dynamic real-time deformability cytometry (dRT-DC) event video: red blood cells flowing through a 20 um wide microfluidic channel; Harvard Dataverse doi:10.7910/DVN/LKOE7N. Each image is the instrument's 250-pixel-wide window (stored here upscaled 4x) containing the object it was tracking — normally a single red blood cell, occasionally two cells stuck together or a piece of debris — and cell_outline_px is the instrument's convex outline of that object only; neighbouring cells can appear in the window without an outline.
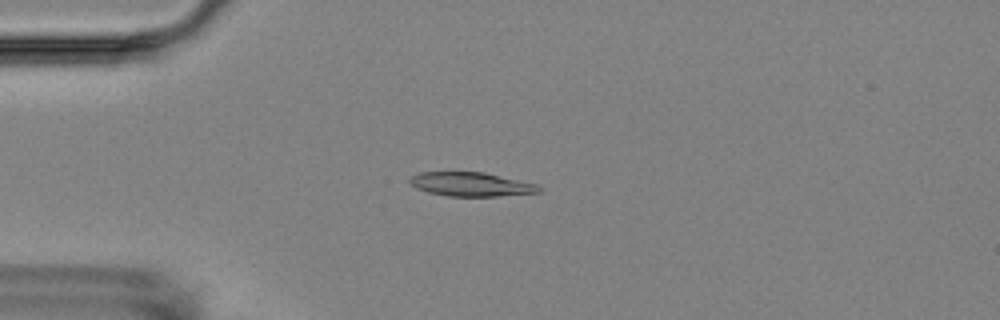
{"species": "Egyptian fruit bat (a non-hibernating species)", "species_latin": "Rousettus aegyptiacus", "temperature_condition": "room temperature", "stored_images_in_passage": 7, "camera_frame_rate_fps": 3000, "um_per_image_px": 0.085, "animal": {"sex": "female"}, "frame": {"image": 1, "passage_image": 4, "time_ms": 3.333, "image_size_px": [1000, 320], "cell_outline_px": [[540, 192], [496, 196], [448, 196], [428, 192], [416, 188], [408, 180], [412, 176], [420, 172], [484, 172], [536, 184], [540, 188]], "centroid_in_image_um": [40.01, 15.66], "position_along_channel_um": 45.0, "area_um2": 17.8}}
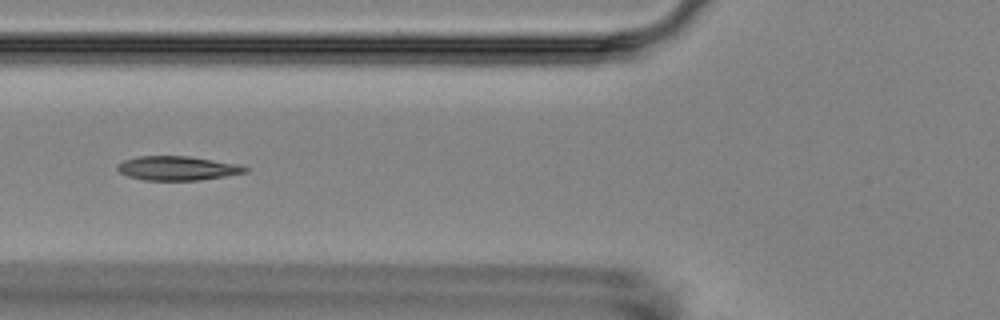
{"frame": {"image": 2, "passage_image": 6, "time_ms": 5.667, "image_size_px": [1000, 320], "cell_outline_px": [[248, 172], [200, 180], [144, 180], [128, 176], [120, 172], [116, 168], [116, 164], [124, 160], [136, 156], [188, 156], [240, 164], [248, 168]], "centroid_in_image_um": [15.07, 14.29], "position_along_channel_um": 110.7, "area_um2": 18.03}}
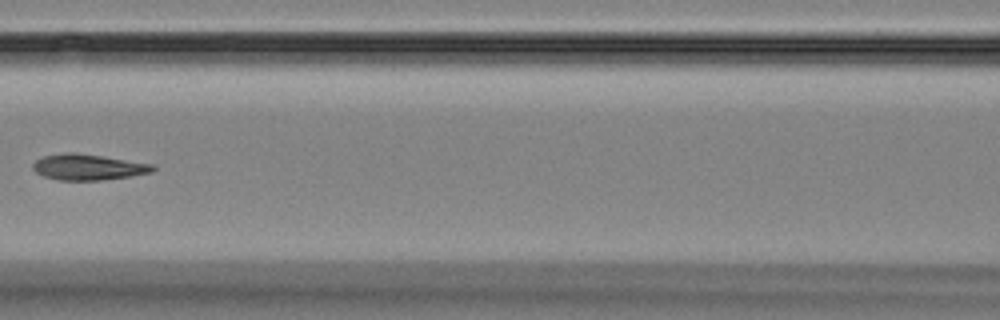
{"frame": {"image": 3, "passage_image": 7, "time_ms": 7.0, "image_size_px": [1000, 320], "cell_outline_px": [[156, 168], [152, 172], [128, 176], [100, 180], [56, 180], [44, 176], [36, 172], [32, 168], [32, 164], [36, 160], [44, 156], [64, 152], [76, 152], [156, 164]], "centroid_in_image_um": [7.49, 14.19], "position_along_channel_um": 159.1, "area_um2": 18.15}}